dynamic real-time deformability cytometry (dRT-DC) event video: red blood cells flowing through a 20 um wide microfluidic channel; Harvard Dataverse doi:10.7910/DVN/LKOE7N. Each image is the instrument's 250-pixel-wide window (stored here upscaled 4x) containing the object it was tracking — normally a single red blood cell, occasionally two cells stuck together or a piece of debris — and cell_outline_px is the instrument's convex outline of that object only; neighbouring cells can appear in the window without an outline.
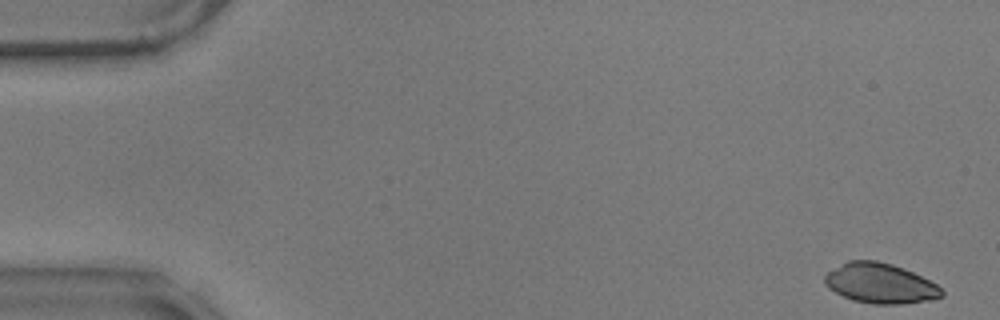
{"species": "common noctule bat (a hibernating species)", "species_latin": "Nyctalus noctula", "temperature_condition": "warm", "stored_images_in_passage": 12, "camera_frame_rate_fps": 3000, "um_per_image_px": 0.085, "animal": {"sex": "male", "body_mass_g": 17.9}, "frame": {"image": 1, "passage_image": 1, "time_ms": 0.0, "image_size_px": [1000, 320], "cell_outline_px": [[944, 296], [932, 300], [900, 304], [872, 304], [852, 300], [828, 288], [824, 280], [824, 276], [828, 272], [848, 260], [876, 260], [892, 264], [904, 268], [936, 284], [944, 292]], "centroid_in_image_um": [74.83, 24.09], "position_along_channel_um": 10.2, "area_um2": 27.22}}